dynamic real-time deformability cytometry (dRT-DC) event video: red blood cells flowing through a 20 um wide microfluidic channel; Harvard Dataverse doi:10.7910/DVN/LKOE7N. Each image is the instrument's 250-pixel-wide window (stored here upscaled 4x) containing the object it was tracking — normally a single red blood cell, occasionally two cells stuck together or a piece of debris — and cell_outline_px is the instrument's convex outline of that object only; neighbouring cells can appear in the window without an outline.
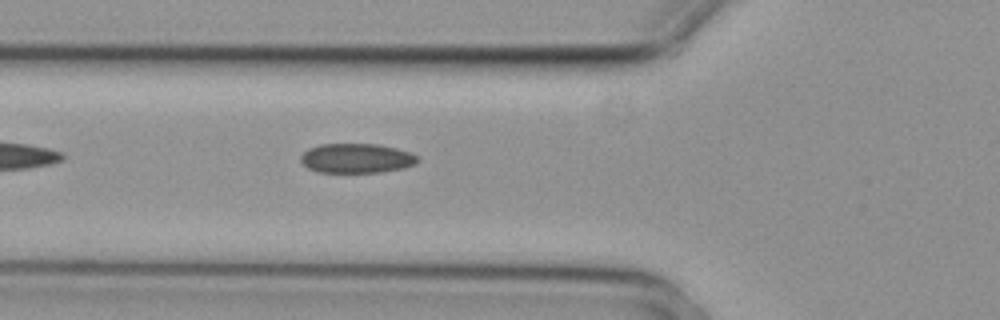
{"species": "common noctule bat (a hibernating species)", "species_latin": "Nyctalus noctula", "temperature_condition": "cold", "stored_images_in_passage": 6, "camera_frame_rate_fps": 3000, "um_per_image_px": 0.085, "animal": {"sex": "female", "body_mass_g": 29.2, "forearm_length_mm": 56.3}, "frame": {"image": 1, "passage_image": 6, "time_ms": 1.667, "image_size_px": [1000, 320], "cell_outline_px": [[420, 160], [416, 164], [404, 168], [380, 172], [316, 172], [308, 168], [300, 160], [300, 156], [308, 148], [320, 144], [380, 144], [412, 152], [420, 156]], "centroid_in_image_um": [30.35, 13.45], "position_along_channel_um": 95.4, "area_um2": 20.4}}